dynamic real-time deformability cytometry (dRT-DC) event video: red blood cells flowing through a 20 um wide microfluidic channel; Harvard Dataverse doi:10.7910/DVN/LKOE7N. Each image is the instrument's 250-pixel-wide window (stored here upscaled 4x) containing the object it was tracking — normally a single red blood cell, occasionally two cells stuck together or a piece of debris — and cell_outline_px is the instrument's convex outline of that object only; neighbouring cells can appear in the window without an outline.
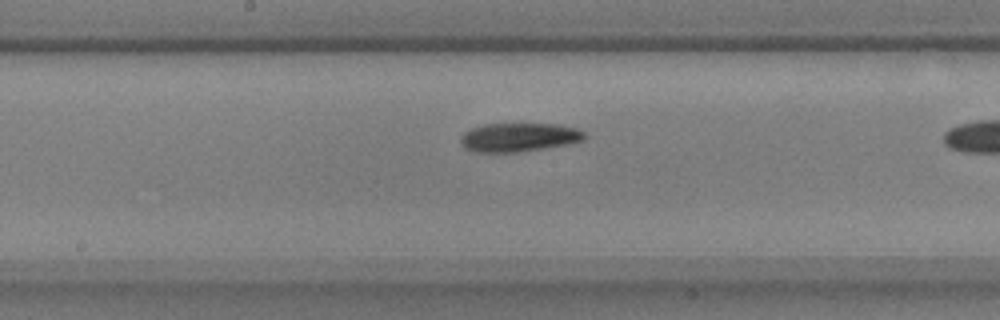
{"species": "common noctule bat (a hibernating species)", "species_latin": "Nyctalus noctula", "temperature_condition": "warm", "stored_images_in_passage": 26, "camera_frame_rate_fps": 3000, "um_per_image_px": 0.085, "animal": {"sex": "male", "body_mass_g": 17.9, "forearm_length_mm": 54.2}, "frame": {"image": 1, "passage_image": 12, "time_ms": 3.667, "image_size_px": [1000, 320], "cell_outline_px": [[588, 136], [584, 140], [572, 144], [516, 152], [476, 152], [464, 148], [460, 144], [460, 136], [464, 132], [472, 128], [484, 124], [556, 124], [576, 128], [584, 132]], "centroid_in_image_um": [44.12, 11.67], "position_along_channel_um": 204.1, "area_um2": 20.92}}
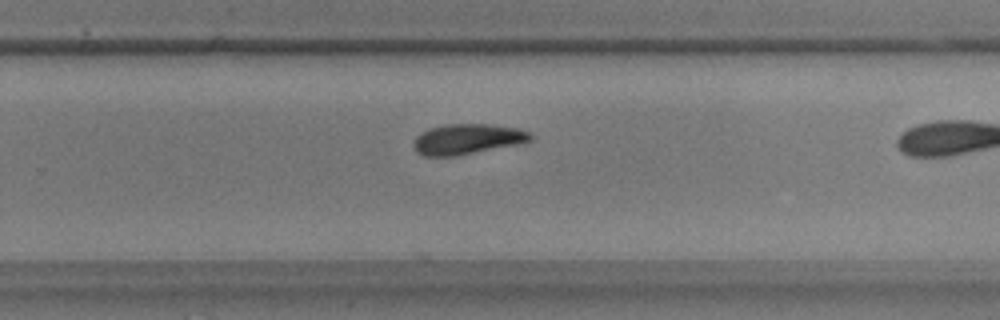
{"frame": {"image": 2, "passage_image": 19, "time_ms": 6.0, "image_size_px": [1000, 320], "cell_outline_px": [[532, 140], [520, 144], [456, 156], [424, 156], [416, 152], [412, 144], [416, 136], [420, 132], [428, 128], [448, 124], [488, 124], [516, 128], [528, 132], [532, 136]], "centroid_in_image_um": [39.68, 11.83], "position_along_channel_um": 290.1, "area_um2": 20.81}}
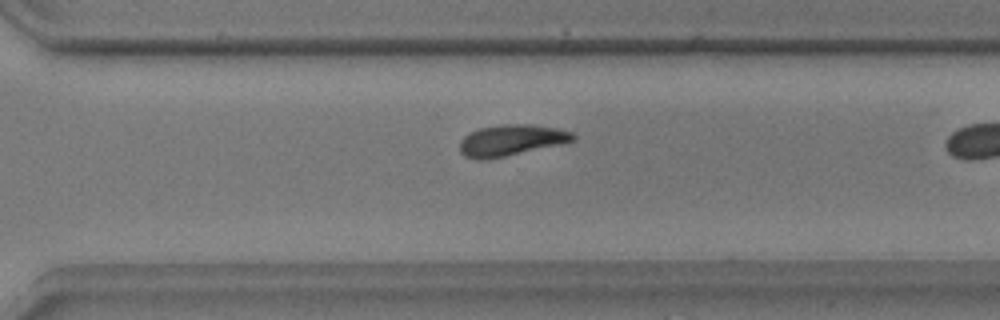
{"frame": {"image": 3, "passage_image": 22, "time_ms": 7.0, "image_size_px": [1000, 320], "cell_outline_px": [[576, 140], [564, 144], [484, 160], [476, 160], [464, 156], [460, 152], [460, 140], [464, 136], [480, 128], [504, 124], [532, 124], [556, 128], [572, 132], [576, 136]], "centroid_in_image_um": [43.47, 11.92], "position_along_channel_um": 327.1, "area_um2": 20.63}}